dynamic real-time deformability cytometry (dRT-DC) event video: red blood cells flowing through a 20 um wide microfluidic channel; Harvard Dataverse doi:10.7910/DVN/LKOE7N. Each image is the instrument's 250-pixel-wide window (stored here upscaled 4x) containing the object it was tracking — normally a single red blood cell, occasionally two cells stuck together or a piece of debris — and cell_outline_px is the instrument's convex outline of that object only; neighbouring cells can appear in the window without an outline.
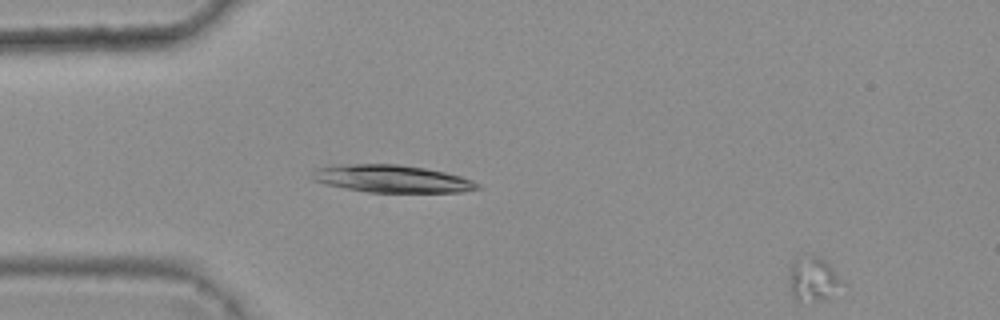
{"species": "common noctule bat (a hibernating species)", "species_latin": "Nyctalus noctula", "temperature_condition": "warm", "stored_images_in_passage": 5, "camera_frame_rate_fps": 3000, "um_per_image_px": 0.085, "animal": {"sex": "female", "body_mass_g": 25.1}, "frame": {"image": 1, "passage_image": 5, "time_ms": 1.333, "image_size_px": [1000, 320], "cell_outline_px": [[848, 284], [824, 300], [796, 300], [792, 296], [788, 284], [788, 276], [792, 260], [804, 252], [808, 252], [820, 256]], "centroid_in_image_um": [69.11, 23.66], "position_along_channel_um": 15.9, "area_um2": 14.45}}